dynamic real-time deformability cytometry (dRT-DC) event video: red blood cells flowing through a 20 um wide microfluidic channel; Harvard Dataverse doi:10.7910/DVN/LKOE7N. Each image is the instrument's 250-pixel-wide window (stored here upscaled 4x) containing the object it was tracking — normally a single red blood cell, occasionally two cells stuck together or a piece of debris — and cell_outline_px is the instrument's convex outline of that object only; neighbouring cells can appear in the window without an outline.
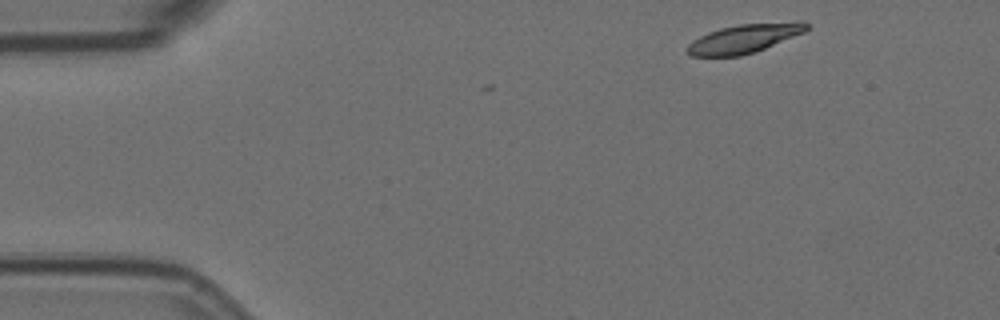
{"species": "Egyptian fruit bat (a non-hibernating species)", "species_latin": "Rousettus aegyptiacus", "temperature_condition": "room temperature", "stored_images_in_passage": 3, "camera_frame_rate_fps": 3000, "um_per_image_px": 0.085, "animal": {"sex": "female"}, "frame": {"image": 1, "passage_image": 1, "time_ms": 0.0, "image_size_px": [1000, 320], "cell_outline_px": [[808, 28], [804, 32], [756, 52], [740, 56], [692, 56], [684, 48], [692, 40], [708, 32], [720, 28], [740, 24], [796, 20], [804, 20], [808, 24]], "centroid_in_image_um": [63.29, 3.26], "position_along_channel_um": 21.7, "area_um2": 20.35}}